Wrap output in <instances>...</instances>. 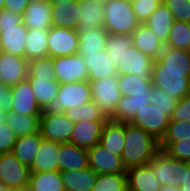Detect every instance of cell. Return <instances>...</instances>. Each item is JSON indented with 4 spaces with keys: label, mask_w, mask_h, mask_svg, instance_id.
I'll use <instances>...</instances> for the list:
<instances>
[{
    "label": "cell",
    "mask_w": 190,
    "mask_h": 191,
    "mask_svg": "<svg viewBox=\"0 0 190 191\" xmlns=\"http://www.w3.org/2000/svg\"><path fill=\"white\" fill-rule=\"evenodd\" d=\"M160 151L159 141L144 129L125 123V147L121 158L126 169L147 165Z\"/></svg>",
    "instance_id": "1"
},
{
    "label": "cell",
    "mask_w": 190,
    "mask_h": 191,
    "mask_svg": "<svg viewBox=\"0 0 190 191\" xmlns=\"http://www.w3.org/2000/svg\"><path fill=\"white\" fill-rule=\"evenodd\" d=\"M103 27L109 34H132L141 24L131 0H108L104 5Z\"/></svg>",
    "instance_id": "2"
},
{
    "label": "cell",
    "mask_w": 190,
    "mask_h": 191,
    "mask_svg": "<svg viewBox=\"0 0 190 191\" xmlns=\"http://www.w3.org/2000/svg\"><path fill=\"white\" fill-rule=\"evenodd\" d=\"M92 100L89 81L59 83L56 99L46 106L42 113L64 114L66 110L77 108Z\"/></svg>",
    "instance_id": "3"
},
{
    "label": "cell",
    "mask_w": 190,
    "mask_h": 191,
    "mask_svg": "<svg viewBox=\"0 0 190 191\" xmlns=\"http://www.w3.org/2000/svg\"><path fill=\"white\" fill-rule=\"evenodd\" d=\"M151 82L153 86L180 100L190 93V70L165 69L155 60Z\"/></svg>",
    "instance_id": "4"
},
{
    "label": "cell",
    "mask_w": 190,
    "mask_h": 191,
    "mask_svg": "<svg viewBox=\"0 0 190 191\" xmlns=\"http://www.w3.org/2000/svg\"><path fill=\"white\" fill-rule=\"evenodd\" d=\"M92 101L101 109L104 116L109 119L122 98L118 87V74L101 80H88Z\"/></svg>",
    "instance_id": "5"
},
{
    "label": "cell",
    "mask_w": 190,
    "mask_h": 191,
    "mask_svg": "<svg viewBox=\"0 0 190 191\" xmlns=\"http://www.w3.org/2000/svg\"><path fill=\"white\" fill-rule=\"evenodd\" d=\"M170 117L163 110L152 103L144 106L134 115L130 124L147 131L151 136L160 141L165 135Z\"/></svg>",
    "instance_id": "6"
},
{
    "label": "cell",
    "mask_w": 190,
    "mask_h": 191,
    "mask_svg": "<svg viewBox=\"0 0 190 191\" xmlns=\"http://www.w3.org/2000/svg\"><path fill=\"white\" fill-rule=\"evenodd\" d=\"M74 124L65 114L42 113L39 132L45 140L66 143L70 142Z\"/></svg>",
    "instance_id": "7"
},
{
    "label": "cell",
    "mask_w": 190,
    "mask_h": 191,
    "mask_svg": "<svg viewBox=\"0 0 190 191\" xmlns=\"http://www.w3.org/2000/svg\"><path fill=\"white\" fill-rule=\"evenodd\" d=\"M79 34L76 30L52 26L48 30V56L64 57L78 54Z\"/></svg>",
    "instance_id": "8"
},
{
    "label": "cell",
    "mask_w": 190,
    "mask_h": 191,
    "mask_svg": "<svg viewBox=\"0 0 190 191\" xmlns=\"http://www.w3.org/2000/svg\"><path fill=\"white\" fill-rule=\"evenodd\" d=\"M30 173L12 152L0 153V181L9 189L28 186Z\"/></svg>",
    "instance_id": "9"
},
{
    "label": "cell",
    "mask_w": 190,
    "mask_h": 191,
    "mask_svg": "<svg viewBox=\"0 0 190 191\" xmlns=\"http://www.w3.org/2000/svg\"><path fill=\"white\" fill-rule=\"evenodd\" d=\"M55 77L59 83H72L88 80L87 65L79 54L53 57Z\"/></svg>",
    "instance_id": "10"
},
{
    "label": "cell",
    "mask_w": 190,
    "mask_h": 191,
    "mask_svg": "<svg viewBox=\"0 0 190 191\" xmlns=\"http://www.w3.org/2000/svg\"><path fill=\"white\" fill-rule=\"evenodd\" d=\"M154 61L153 58L132 45L121 55L117 74H133L141 78H151Z\"/></svg>",
    "instance_id": "11"
},
{
    "label": "cell",
    "mask_w": 190,
    "mask_h": 191,
    "mask_svg": "<svg viewBox=\"0 0 190 191\" xmlns=\"http://www.w3.org/2000/svg\"><path fill=\"white\" fill-rule=\"evenodd\" d=\"M88 165L96 174L126 173L121 156L113 155L99 143L87 149Z\"/></svg>",
    "instance_id": "12"
},
{
    "label": "cell",
    "mask_w": 190,
    "mask_h": 191,
    "mask_svg": "<svg viewBox=\"0 0 190 191\" xmlns=\"http://www.w3.org/2000/svg\"><path fill=\"white\" fill-rule=\"evenodd\" d=\"M12 111L14 113L30 115H41L43 110L37 103L34 92L26 79L11 86Z\"/></svg>",
    "instance_id": "13"
},
{
    "label": "cell",
    "mask_w": 190,
    "mask_h": 191,
    "mask_svg": "<svg viewBox=\"0 0 190 191\" xmlns=\"http://www.w3.org/2000/svg\"><path fill=\"white\" fill-rule=\"evenodd\" d=\"M28 77V61L25 58L2 52L0 54V81L14 86Z\"/></svg>",
    "instance_id": "14"
},
{
    "label": "cell",
    "mask_w": 190,
    "mask_h": 191,
    "mask_svg": "<svg viewBox=\"0 0 190 191\" xmlns=\"http://www.w3.org/2000/svg\"><path fill=\"white\" fill-rule=\"evenodd\" d=\"M52 4L48 0L30 2L22 19L28 30H49L52 27Z\"/></svg>",
    "instance_id": "15"
},
{
    "label": "cell",
    "mask_w": 190,
    "mask_h": 191,
    "mask_svg": "<svg viewBox=\"0 0 190 191\" xmlns=\"http://www.w3.org/2000/svg\"><path fill=\"white\" fill-rule=\"evenodd\" d=\"M106 121L107 120H82L76 122L70 142L86 150L92 148L99 143L102 127Z\"/></svg>",
    "instance_id": "16"
},
{
    "label": "cell",
    "mask_w": 190,
    "mask_h": 191,
    "mask_svg": "<svg viewBox=\"0 0 190 191\" xmlns=\"http://www.w3.org/2000/svg\"><path fill=\"white\" fill-rule=\"evenodd\" d=\"M88 153L71 142L60 143L58 154V171H78L88 168Z\"/></svg>",
    "instance_id": "17"
},
{
    "label": "cell",
    "mask_w": 190,
    "mask_h": 191,
    "mask_svg": "<svg viewBox=\"0 0 190 191\" xmlns=\"http://www.w3.org/2000/svg\"><path fill=\"white\" fill-rule=\"evenodd\" d=\"M151 104V93L133 94L122 96L116 105L113 115L108 119L113 122L129 123L137 111Z\"/></svg>",
    "instance_id": "18"
},
{
    "label": "cell",
    "mask_w": 190,
    "mask_h": 191,
    "mask_svg": "<svg viewBox=\"0 0 190 191\" xmlns=\"http://www.w3.org/2000/svg\"><path fill=\"white\" fill-rule=\"evenodd\" d=\"M79 24L76 28L78 34L88 33L94 28L103 27L104 24V6L92 0H78Z\"/></svg>",
    "instance_id": "19"
},
{
    "label": "cell",
    "mask_w": 190,
    "mask_h": 191,
    "mask_svg": "<svg viewBox=\"0 0 190 191\" xmlns=\"http://www.w3.org/2000/svg\"><path fill=\"white\" fill-rule=\"evenodd\" d=\"M28 29L23 22L15 27L0 28L2 52L25 58V45Z\"/></svg>",
    "instance_id": "20"
},
{
    "label": "cell",
    "mask_w": 190,
    "mask_h": 191,
    "mask_svg": "<svg viewBox=\"0 0 190 191\" xmlns=\"http://www.w3.org/2000/svg\"><path fill=\"white\" fill-rule=\"evenodd\" d=\"M148 165L161 186L175 185L179 160L171 158L164 151L160 150L151 158Z\"/></svg>",
    "instance_id": "21"
},
{
    "label": "cell",
    "mask_w": 190,
    "mask_h": 191,
    "mask_svg": "<svg viewBox=\"0 0 190 191\" xmlns=\"http://www.w3.org/2000/svg\"><path fill=\"white\" fill-rule=\"evenodd\" d=\"M99 144L113 155L121 156L125 147V123L107 120L102 127Z\"/></svg>",
    "instance_id": "22"
},
{
    "label": "cell",
    "mask_w": 190,
    "mask_h": 191,
    "mask_svg": "<svg viewBox=\"0 0 190 191\" xmlns=\"http://www.w3.org/2000/svg\"><path fill=\"white\" fill-rule=\"evenodd\" d=\"M60 143L42 139L41 145L30 167L31 172L58 171Z\"/></svg>",
    "instance_id": "23"
},
{
    "label": "cell",
    "mask_w": 190,
    "mask_h": 191,
    "mask_svg": "<svg viewBox=\"0 0 190 191\" xmlns=\"http://www.w3.org/2000/svg\"><path fill=\"white\" fill-rule=\"evenodd\" d=\"M128 191H160L161 184L150 166L143 165L127 169Z\"/></svg>",
    "instance_id": "24"
},
{
    "label": "cell",
    "mask_w": 190,
    "mask_h": 191,
    "mask_svg": "<svg viewBox=\"0 0 190 191\" xmlns=\"http://www.w3.org/2000/svg\"><path fill=\"white\" fill-rule=\"evenodd\" d=\"M133 45L142 53L157 60L165 47L158 36L151 31L144 23H141L131 34Z\"/></svg>",
    "instance_id": "25"
},
{
    "label": "cell",
    "mask_w": 190,
    "mask_h": 191,
    "mask_svg": "<svg viewBox=\"0 0 190 191\" xmlns=\"http://www.w3.org/2000/svg\"><path fill=\"white\" fill-rule=\"evenodd\" d=\"M88 69V80H101L117 74V68L105 50L82 56Z\"/></svg>",
    "instance_id": "26"
},
{
    "label": "cell",
    "mask_w": 190,
    "mask_h": 191,
    "mask_svg": "<svg viewBox=\"0 0 190 191\" xmlns=\"http://www.w3.org/2000/svg\"><path fill=\"white\" fill-rule=\"evenodd\" d=\"M52 26L76 30L79 24V7L77 2L52 4Z\"/></svg>",
    "instance_id": "27"
},
{
    "label": "cell",
    "mask_w": 190,
    "mask_h": 191,
    "mask_svg": "<svg viewBox=\"0 0 190 191\" xmlns=\"http://www.w3.org/2000/svg\"><path fill=\"white\" fill-rule=\"evenodd\" d=\"M65 191H92L98 174L91 168L60 172Z\"/></svg>",
    "instance_id": "28"
},
{
    "label": "cell",
    "mask_w": 190,
    "mask_h": 191,
    "mask_svg": "<svg viewBox=\"0 0 190 191\" xmlns=\"http://www.w3.org/2000/svg\"><path fill=\"white\" fill-rule=\"evenodd\" d=\"M42 139L40 132L17 137L12 153L23 165L30 168Z\"/></svg>",
    "instance_id": "29"
},
{
    "label": "cell",
    "mask_w": 190,
    "mask_h": 191,
    "mask_svg": "<svg viewBox=\"0 0 190 191\" xmlns=\"http://www.w3.org/2000/svg\"><path fill=\"white\" fill-rule=\"evenodd\" d=\"M174 21L173 14L164 4H161L144 24L158 36L162 43L166 44Z\"/></svg>",
    "instance_id": "30"
},
{
    "label": "cell",
    "mask_w": 190,
    "mask_h": 191,
    "mask_svg": "<svg viewBox=\"0 0 190 191\" xmlns=\"http://www.w3.org/2000/svg\"><path fill=\"white\" fill-rule=\"evenodd\" d=\"M41 115L19 114L7 112L5 123L12 129L17 137L26 136L39 132Z\"/></svg>",
    "instance_id": "31"
},
{
    "label": "cell",
    "mask_w": 190,
    "mask_h": 191,
    "mask_svg": "<svg viewBox=\"0 0 190 191\" xmlns=\"http://www.w3.org/2000/svg\"><path fill=\"white\" fill-rule=\"evenodd\" d=\"M108 34L104 27L94 28L88 33L79 34L78 54L86 56L105 50Z\"/></svg>",
    "instance_id": "32"
},
{
    "label": "cell",
    "mask_w": 190,
    "mask_h": 191,
    "mask_svg": "<svg viewBox=\"0 0 190 191\" xmlns=\"http://www.w3.org/2000/svg\"><path fill=\"white\" fill-rule=\"evenodd\" d=\"M34 92L37 103L42 110L48 106L50 102L56 99L58 94L59 82L57 80L43 78H27Z\"/></svg>",
    "instance_id": "33"
},
{
    "label": "cell",
    "mask_w": 190,
    "mask_h": 191,
    "mask_svg": "<svg viewBox=\"0 0 190 191\" xmlns=\"http://www.w3.org/2000/svg\"><path fill=\"white\" fill-rule=\"evenodd\" d=\"M28 186L31 191H65L59 171L31 172Z\"/></svg>",
    "instance_id": "34"
},
{
    "label": "cell",
    "mask_w": 190,
    "mask_h": 191,
    "mask_svg": "<svg viewBox=\"0 0 190 191\" xmlns=\"http://www.w3.org/2000/svg\"><path fill=\"white\" fill-rule=\"evenodd\" d=\"M44 57H48V30H28L25 59L30 61Z\"/></svg>",
    "instance_id": "35"
},
{
    "label": "cell",
    "mask_w": 190,
    "mask_h": 191,
    "mask_svg": "<svg viewBox=\"0 0 190 191\" xmlns=\"http://www.w3.org/2000/svg\"><path fill=\"white\" fill-rule=\"evenodd\" d=\"M157 61L165 69L190 70V51L165 46Z\"/></svg>",
    "instance_id": "36"
},
{
    "label": "cell",
    "mask_w": 190,
    "mask_h": 191,
    "mask_svg": "<svg viewBox=\"0 0 190 191\" xmlns=\"http://www.w3.org/2000/svg\"><path fill=\"white\" fill-rule=\"evenodd\" d=\"M118 87L122 96L152 93L151 78H141L133 74H118Z\"/></svg>",
    "instance_id": "37"
},
{
    "label": "cell",
    "mask_w": 190,
    "mask_h": 191,
    "mask_svg": "<svg viewBox=\"0 0 190 191\" xmlns=\"http://www.w3.org/2000/svg\"><path fill=\"white\" fill-rule=\"evenodd\" d=\"M133 45L130 34H108L105 51L113 61L116 68L119 65L121 55Z\"/></svg>",
    "instance_id": "38"
},
{
    "label": "cell",
    "mask_w": 190,
    "mask_h": 191,
    "mask_svg": "<svg viewBox=\"0 0 190 191\" xmlns=\"http://www.w3.org/2000/svg\"><path fill=\"white\" fill-rule=\"evenodd\" d=\"M165 46L190 51L189 24L175 20Z\"/></svg>",
    "instance_id": "39"
},
{
    "label": "cell",
    "mask_w": 190,
    "mask_h": 191,
    "mask_svg": "<svg viewBox=\"0 0 190 191\" xmlns=\"http://www.w3.org/2000/svg\"><path fill=\"white\" fill-rule=\"evenodd\" d=\"M92 191H128L127 174H98Z\"/></svg>",
    "instance_id": "40"
},
{
    "label": "cell",
    "mask_w": 190,
    "mask_h": 191,
    "mask_svg": "<svg viewBox=\"0 0 190 191\" xmlns=\"http://www.w3.org/2000/svg\"><path fill=\"white\" fill-rule=\"evenodd\" d=\"M64 114L74 123L82 120H108L92 100L80 107L68 109Z\"/></svg>",
    "instance_id": "41"
},
{
    "label": "cell",
    "mask_w": 190,
    "mask_h": 191,
    "mask_svg": "<svg viewBox=\"0 0 190 191\" xmlns=\"http://www.w3.org/2000/svg\"><path fill=\"white\" fill-rule=\"evenodd\" d=\"M56 80L52 57L36 58L28 61V77Z\"/></svg>",
    "instance_id": "42"
},
{
    "label": "cell",
    "mask_w": 190,
    "mask_h": 191,
    "mask_svg": "<svg viewBox=\"0 0 190 191\" xmlns=\"http://www.w3.org/2000/svg\"><path fill=\"white\" fill-rule=\"evenodd\" d=\"M160 150L176 160L190 163V139L177 142H159Z\"/></svg>",
    "instance_id": "43"
},
{
    "label": "cell",
    "mask_w": 190,
    "mask_h": 191,
    "mask_svg": "<svg viewBox=\"0 0 190 191\" xmlns=\"http://www.w3.org/2000/svg\"><path fill=\"white\" fill-rule=\"evenodd\" d=\"M190 139V121L170 120L165 135L159 142H177Z\"/></svg>",
    "instance_id": "44"
},
{
    "label": "cell",
    "mask_w": 190,
    "mask_h": 191,
    "mask_svg": "<svg viewBox=\"0 0 190 191\" xmlns=\"http://www.w3.org/2000/svg\"><path fill=\"white\" fill-rule=\"evenodd\" d=\"M178 99L167 94L164 90H161L152 85L151 93V103L155 106H158L161 110L164 111L170 118L173 114V110L177 105Z\"/></svg>",
    "instance_id": "45"
},
{
    "label": "cell",
    "mask_w": 190,
    "mask_h": 191,
    "mask_svg": "<svg viewBox=\"0 0 190 191\" xmlns=\"http://www.w3.org/2000/svg\"><path fill=\"white\" fill-rule=\"evenodd\" d=\"M162 4L173 14L174 20L190 22V0H162Z\"/></svg>",
    "instance_id": "46"
},
{
    "label": "cell",
    "mask_w": 190,
    "mask_h": 191,
    "mask_svg": "<svg viewBox=\"0 0 190 191\" xmlns=\"http://www.w3.org/2000/svg\"><path fill=\"white\" fill-rule=\"evenodd\" d=\"M162 4V0H131V5L137 19L144 23Z\"/></svg>",
    "instance_id": "47"
},
{
    "label": "cell",
    "mask_w": 190,
    "mask_h": 191,
    "mask_svg": "<svg viewBox=\"0 0 190 191\" xmlns=\"http://www.w3.org/2000/svg\"><path fill=\"white\" fill-rule=\"evenodd\" d=\"M16 139L17 136L5 122L0 124V153L12 152Z\"/></svg>",
    "instance_id": "48"
},
{
    "label": "cell",
    "mask_w": 190,
    "mask_h": 191,
    "mask_svg": "<svg viewBox=\"0 0 190 191\" xmlns=\"http://www.w3.org/2000/svg\"><path fill=\"white\" fill-rule=\"evenodd\" d=\"M170 120L190 121V93L178 100Z\"/></svg>",
    "instance_id": "49"
},
{
    "label": "cell",
    "mask_w": 190,
    "mask_h": 191,
    "mask_svg": "<svg viewBox=\"0 0 190 191\" xmlns=\"http://www.w3.org/2000/svg\"><path fill=\"white\" fill-rule=\"evenodd\" d=\"M175 186L179 187L180 191H190V163L179 160Z\"/></svg>",
    "instance_id": "50"
},
{
    "label": "cell",
    "mask_w": 190,
    "mask_h": 191,
    "mask_svg": "<svg viewBox=\"0 0 190 191\" xmlns=\"http://www.w3.org/2000/svg\"><path fill=\"white\" fill-rule=\"evenodd\" d=\"M23 22L22 15L3 8L0 10V28H10Z\"/></svg>",
    "instance_id": "51"
},
{
    "label": "cell",
    "mask_w": 190,
    "mask_h": 191,
    "mask_svg": "<svg viewBox=\"0 0 190 191\" xmlns=\"http://www.w3.org/2000/svg\"><path fill=\"white\" fill-rule=\"evenodd\" d=\"M12 93L11 87L0 81V108L6 112L12 111Z\"/></svg>",
    "instance_id": "52"
},
{
    "label": "cell",
    "mask_w": 190,
    "mask_h": 191,
    "mask_svg": "<svg viewBox=\"0 0 190 191\" xmlns=\"http://www.w3.org/2000/svg\"><path fill=\"white\" fill-rule=\"evenodd\" d=\"M28 4V0H5L4 8L23 16Z\"/></svg>",
    "instance_id": "53"
},
{
    "label": "cell",
    "mask_w": 190,
    "mask_h": 191,
    "mask_svg": "<svg viewBox=\"0 0 190 191\" xmlns=\"http://www.w3.org/2000/svg\"><path fill=\"white\" fill-rule=\"evenodd\" d=\"M160 191H180V188L175 185L161 186Z\"/></svg>",
    "instance_id": "54"
},
{
    "label": "cell",
    "mask_w": 190,
    "mask_h": 191,
    "mask_svg": "<svg viewBox=\"0 0 190 191\" xmlns=\"http://www.w3.org/2000/svg\"><path fill=\"white\" fill-rule=\"evenodd\" d=\"M51 4L77 2L78 0H48Z\"/></svg>",
    "instance_id": "55"
},
{
    "label": "cell",
    "mask_w": 190,
    "mask_h": 191,
    "mask_svg": "<svg viewBox=\"0 0 190 191\" xmlns=\"http://www.w3.org/2000/svg\"><path fill=\"white\" fill-rule=\"evenodd\" d=\"M7 112L4 109L0 108V124L5 122Z\"/></svg>",
    "instance_id": "56"
},
{
    "label": "cell",
    "mask_w": 190,
    "mask_h": 191,
    "mask_svg": "<svg viewBox=\"0 0 190 191\" xmlns=\"http://www.w3.org/2000/svg\"><path fill=\"white\" fill-rule=\"evenodd\" d=\"M9 191H31V189L29 186H24V187L9 189Z\"/></svg>",
    "instance_id": "57"
},
{
    "label": "cell",
    "mask_w": 190,
    "mask_h": 191,
    "mask_svg": "<svg viewBox=\"0 0 190 191\" xmlns=\"http://www.w3.org/2000/svg\"><path fill=\"white\" fill-rule=\"evenodd\" d=\"M0 191H9V188L0 181Z\"/></svg>",
    "instance_id": "58"
},
{
    "label": "cell",
    "mask_w": 190,
    "mask_h": 191,
    "mask_svg": "<svg viewBox=\"0 0 190 191\" xmlns=\"http://www.w3.org/2000/svg\"><path fill=\"white\" fill-rule=\"evenodd\" d=\"M92 1L95 2V3L104 5L108 0H92Z\"/></svg>",
    "instance_id": "59"
},
{
    "label": "cell",
    "mask_w": 190,
    "mask_h": 191,
    "mask_svg": "<svg viewBox=\"0 0 190 191\" xmlns=\"http://www.w3.org/2000/svg\"><path fill=\"white\" fill-rule=\"evenodd\" d=\"M5 0H0V10L4 8Z\"/></svg>",
    "instance_id": "60"
},
{
    "label": "cell",
    "mask_w": 190,
    "mask_h": 191,
    "mask_svg": "<svg viewBox=\"0 0 190 191\" xmlns=\"http://www.w3.org/2000/svg\"><path fill=\"white\" fill-rule=\"evenodd\" d=\"M30 2H38L39 0H28Z\"/></svg>",
    "instance_id": "61"
}]
</instances>
